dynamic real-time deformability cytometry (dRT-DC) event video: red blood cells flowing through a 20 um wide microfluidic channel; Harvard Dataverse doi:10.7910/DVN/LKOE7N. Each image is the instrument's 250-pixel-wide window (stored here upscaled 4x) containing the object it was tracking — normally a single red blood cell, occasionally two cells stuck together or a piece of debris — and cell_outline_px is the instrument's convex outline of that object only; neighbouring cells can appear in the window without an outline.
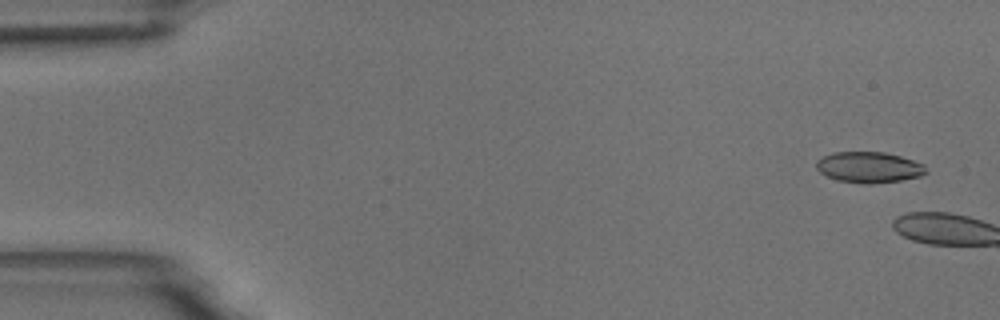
{"species": "common noctule bat (a hibernating species)", "species_latin": "Nyctalus noctula", "temperature_condition": "room temperature", "stored_images_in_passage": 2, "camera_frame_rate_fps": 3000, "um_per_image_px": 0.085, "animal": {"sex": "male", "body_mass_g": 18.8}, "frame": {"image": 1, "passage_image": 1, "time_ms": 0.0, "image_size_px": [1000, 320], "cell_outline_px": [[928, 172], [920, 176], [900, 180], [868, 184], [836, 180], [820, 172], [816, 168], [816, 160], [824, 156], [836, 152], [884, 152], [900, 156], [924, 164]], "centroid_in_image_um": [73.86, 14.21], "position_along_channel_um": 11.1, "area_um2": 19.59}}